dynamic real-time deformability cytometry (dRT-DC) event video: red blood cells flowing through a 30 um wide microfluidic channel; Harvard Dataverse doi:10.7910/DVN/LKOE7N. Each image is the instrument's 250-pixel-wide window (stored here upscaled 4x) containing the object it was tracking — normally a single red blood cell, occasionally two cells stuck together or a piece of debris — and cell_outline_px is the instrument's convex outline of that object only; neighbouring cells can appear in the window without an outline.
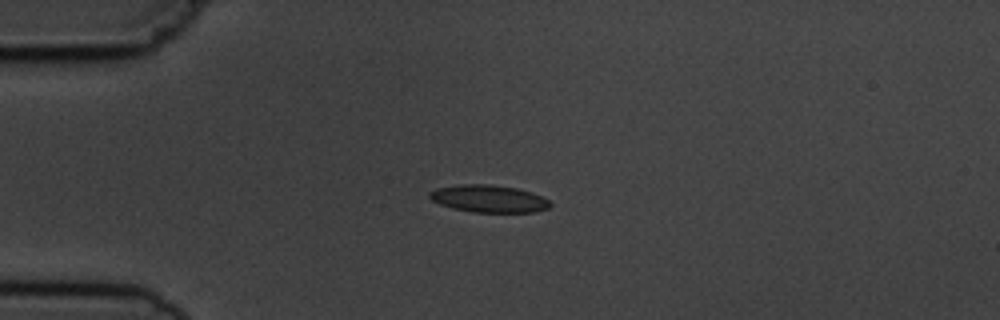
{"species": "common noctule bat (a hibernating species)", "species_latin": "Nyctalus noctula", "temperature_condition": "cold", "stored_images_in_passage": 4, "camera_frame_rate_fps": 3000, "um_per_image_px": 0.085, "animal": {"sex": "male", "body_mass_g": 19.5, "forearm_length_mm": 54.6}, "frame": {"image": 1, "passage_image": 2, "time_ms": 1.333, "image_size_px": [1000, 320], "cell_outline_px": [[552, 204], [548, 208], [536, 212], [472, 212], [452, 208], [440, 204], [432, 200], [428, 196], [428, 192], [436, 188], [460, 184], [492, 184], [516, 188], [532, 192], [548, 200]], "centroid_in_image_um": [41.53, 16.88], "position_along_channel_um": 43.5, "area_um2": 19.31}}
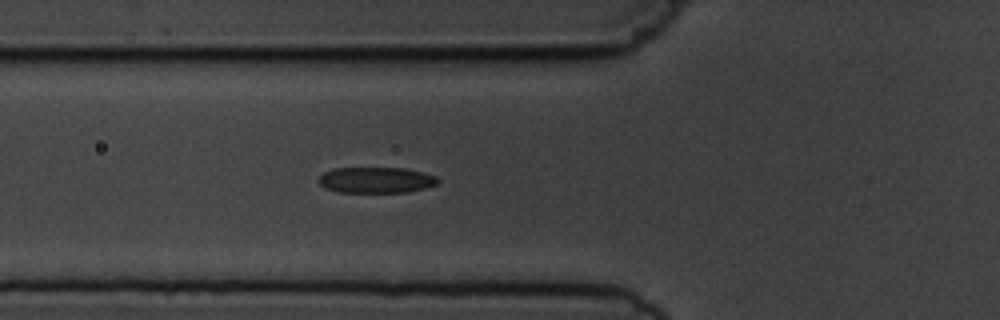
{"frame": {"image": 2, "passage_image": 4, "time_ms": 3.333, "image_size_px": [1000, 320], "cell_outline_px": [[440, 180], [436, 184], [424, 188], [408, 192], [340, 192], [324, 188], [316, 180], [324, 172], [332, 168], [404, 168], [424, 172], [436, 176]], "centroid_in_image_um": [31.95, 15.3], "position_along_channel_um": 93.9, "area_um2": 18.09}}